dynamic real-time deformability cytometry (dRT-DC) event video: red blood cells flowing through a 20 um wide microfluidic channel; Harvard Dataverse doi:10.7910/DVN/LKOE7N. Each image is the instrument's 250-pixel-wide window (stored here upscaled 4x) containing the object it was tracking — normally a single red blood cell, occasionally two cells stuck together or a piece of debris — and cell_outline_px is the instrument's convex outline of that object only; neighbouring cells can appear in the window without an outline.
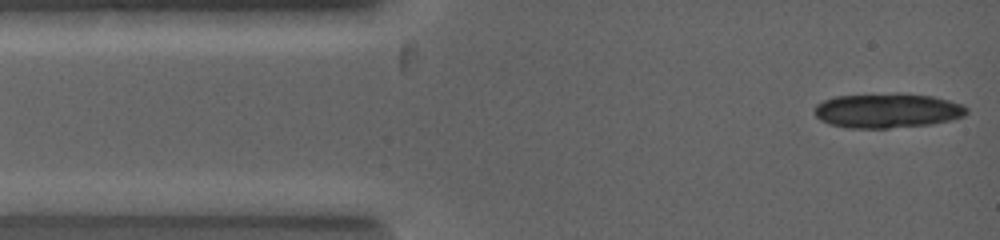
{"species": "common noctule bat (a hibernating species)", "species_latin": "Nyctalus noctula", "temperature_condition": "warm", "stored_images_in_passage": 3, "camera_frame_rate_fps": 5000, "um_per_image_px": 0.085, "animal": {"sex": "female", "body_mass_g": 19.0, "forearm_length_mm": 53.3}, "frame": {"image": 1, "passage_image": 1, "time_ms": 0.0, "image_size_px": [1000, 240], "cell_outline_px": [[968, 112], [964, 116], [952, 120], [932, 124], [888, 128], [848, 128], [828, 124], [820, 120], [816, 116], [816, 104], [824, 100], [836, 96], [896, 92], [932, 96], [964, 104], [968, 108]], "centroid_in_image_um": [75.45, 9.39], "position_along_channel_um": 9.5, "area_um2": 31.1}}